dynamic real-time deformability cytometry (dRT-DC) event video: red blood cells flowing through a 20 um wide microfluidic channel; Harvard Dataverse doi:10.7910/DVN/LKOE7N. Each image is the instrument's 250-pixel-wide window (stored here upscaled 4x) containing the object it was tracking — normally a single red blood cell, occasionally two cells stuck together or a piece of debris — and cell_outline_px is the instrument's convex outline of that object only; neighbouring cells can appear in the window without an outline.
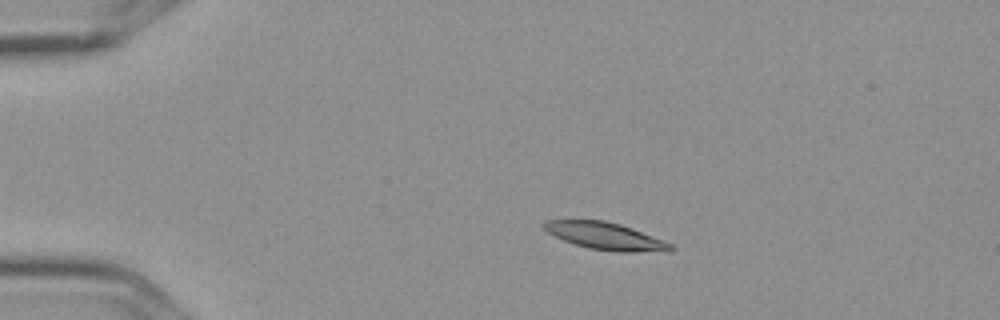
{"species": "Egyptian fruit bat (a non-hibernating species)", "species_latin": "Rousettus aegyptiacus", "temperature_condition": "cold", "stored_images_in_passage": 4, "camera_frame_rate_fps": 3000, "um_per_image_px": 0.085, "frame": {"image": 1, "passage_image": 2, "time_ms": 0.333, "image_size_px": [1000, 320], "cell_outline_px": [[676, 248], [668, 252], [616, 252], [588, 248], [564, 240], [548, 232], [540, 224], [544, 220], [604, 220], [620, 224], [632, 228], [664, 240], [672, 244]], "centroid_in_image_um": [51.51, 20.07], "position_along_channel_um": 33.5, "area_um2": 20.23}}
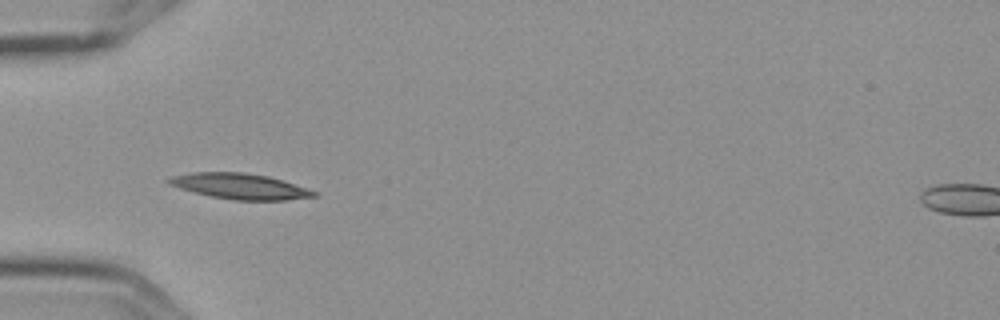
{"frame": {"image": 2, "passage_image": 3, "time_ms": 0.667, "image_size_px": [1000, 320], "cell_outline_px": [[320, 196], [284, 200], [236, 200], [212, 196], [180, 188], [168, 184], [164, 180], [172, 176], [192, 172], [244, 172], [268, 176], [308, 188], [316, 192]], "centroid_in_image_um": [20.4, 15.82], "position_along_channel_um": 64.6, "area_um2": 21.56}}
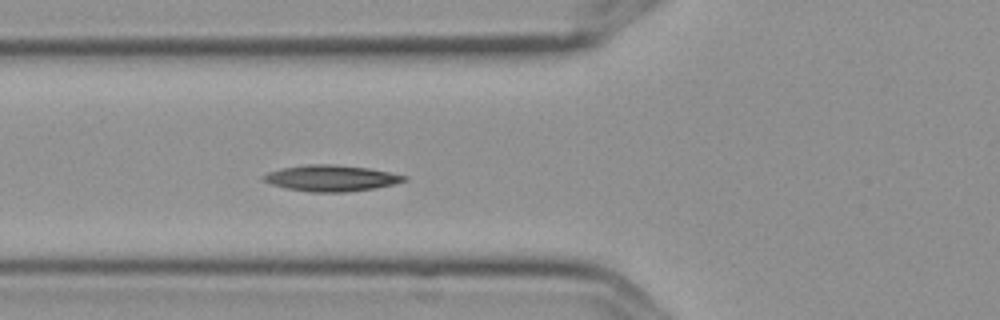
{"frame": {"image": 3, "passage_image": 4, "time_ms": 1.0, "image_size_px": [1000, 320], "cell_outline_px": [[408, 180], [376, 188], [348, 192], [312, 192], [284, 188], [260, 180], [260, 176], [268, 172], [284, 168], [308, 164], [332, 164], [368, 168], [408, 176]], "centroid_in_image_um": [28.12, 15.15], "position_along_channel_um": 97.7, "area_um2": 21.44}}